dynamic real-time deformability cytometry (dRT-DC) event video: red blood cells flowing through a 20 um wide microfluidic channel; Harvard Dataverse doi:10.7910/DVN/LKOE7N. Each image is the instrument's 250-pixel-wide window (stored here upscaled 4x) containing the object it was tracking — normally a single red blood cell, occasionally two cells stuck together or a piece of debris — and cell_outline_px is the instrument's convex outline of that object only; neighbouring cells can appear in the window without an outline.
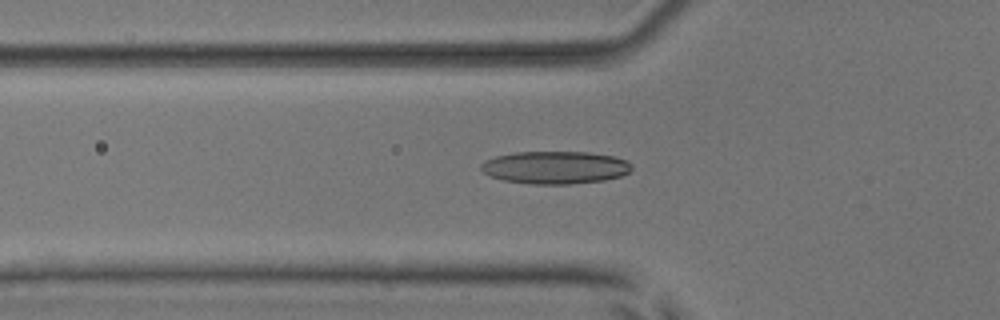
{"species": "common noctule bat (a hibernating species)", "species_latin": "Nyctalus noctula", "temperature_condition": "room temperature", "stored_images_in_passage": 53, "camera_frame_rate_fps": 3000, "um_per_image_px": 0.085, "animal": {"sex": "male", "body_mass_g": 17.9, "forearm_length_mm": 54.2}, "frame": {"image": 1, "passage_image": 19, "time_ms": 6.0, "image_size_px": [1000, 320], "cell_outline_px": [[632, 168], [628, 172], [620, 176], [604, 180], [568, 184], [532, 184], [504, 180], [492, 176], [484, 172], [480, 168], [480, 164], [484, 160], [496, 156], [516, 152], [588, 152], [616, 156], [628, 160], [632, 164]], "centroid_in_image_um": [47.21, 14.22], "position_along_channel_um": 78.6, "area_um2": 28.73}}
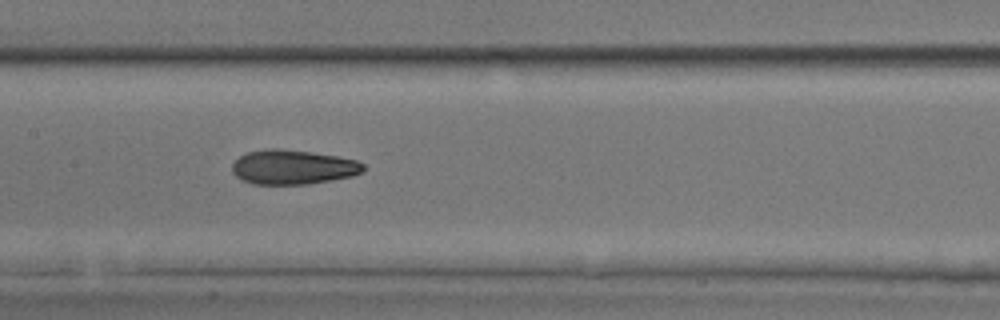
{"frame": {"image": 2, "passage_image": 27, "time_ms": 8.667, "image_size_px": [1000, 320], "cell_outline_px": [[364, 168], [360, 172], [352, 176], [332, 180], [308, 184], [252, 184], [236, 176], [232, 172], [232, 164], [240, 156], [248, 152], [268, 148], [280, 148], [312, 152], [336, 156], [356, 160], [364, 164]], "centroid_in_image_um": [24.88, 14.2], "position_along_channel_um": 182.5, "area_um2": 26.3}}
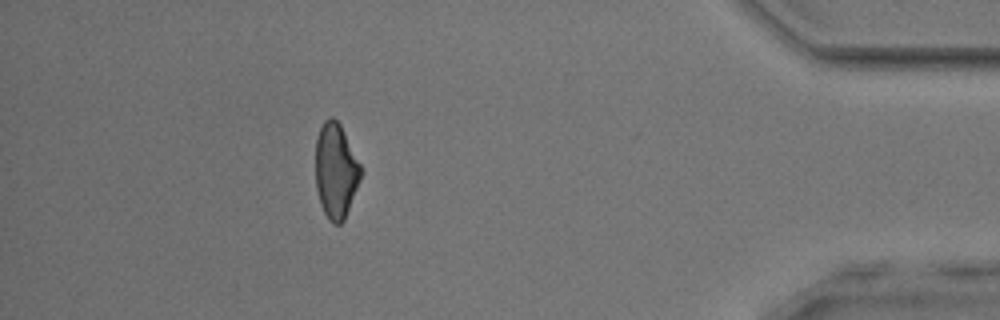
{"frame": {"image": 3, "passage_image": 48, "time_ms": 15.667, "image_size_px": [1000, 320], "cell_outline_px": [[360, 180], [344, 220], [340, 224], [332, 224], [328, 220], [320, 204], [316, 188], [316, 136], [324, 120], [328, 116], [332, 116], [340, 124], [360, 164]], "centroid_in_image_um": [28.52, 14.52], "position_along_channel_um": 406.7, "area_um2": 24.91}}